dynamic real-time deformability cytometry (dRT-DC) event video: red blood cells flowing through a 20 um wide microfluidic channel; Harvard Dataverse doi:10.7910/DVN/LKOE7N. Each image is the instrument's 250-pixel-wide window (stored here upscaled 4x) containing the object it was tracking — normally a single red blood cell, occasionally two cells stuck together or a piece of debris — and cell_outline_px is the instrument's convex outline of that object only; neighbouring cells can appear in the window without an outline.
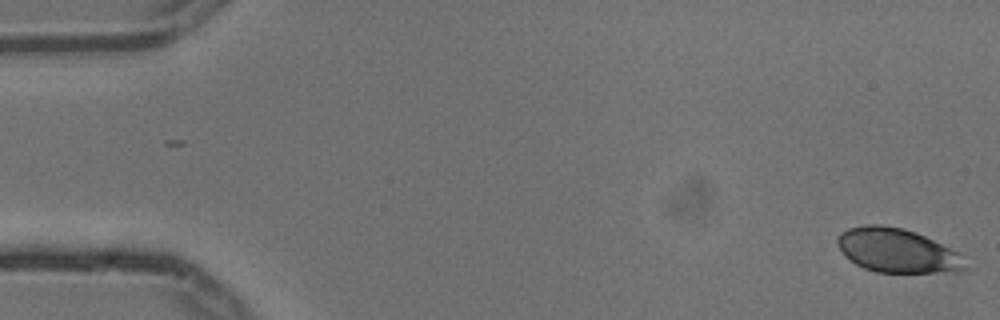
{"species": "common noctule bat (a hibernating species)", "species_latin": "Nyctalus noctula", "temperature_condition": "cold", "stored_images_in_passage": 2, "camera_frame_rate_fps": 3000, "um_per_image_px": 0.085, "animal": {"sex": "male", "body_mass_g": 13.3}, "frame": {"image": 1, "passage_image": 2, "time_ms": 0.333, "image_size_px": [1000, 320], "cell_outline_px": [[976, 268], [964, 272], [876, 272], [864, 268], [856, 264], [836, 244], [836, 236], [840, 232], [848, 228], [864, 224], [880, 224], [904, 228], [916, 232], [964, 252]], "centroid_in_image_um": [76.48, 21.31], "position_along_channel_um": 8.5, "area_um2": 34.16}}